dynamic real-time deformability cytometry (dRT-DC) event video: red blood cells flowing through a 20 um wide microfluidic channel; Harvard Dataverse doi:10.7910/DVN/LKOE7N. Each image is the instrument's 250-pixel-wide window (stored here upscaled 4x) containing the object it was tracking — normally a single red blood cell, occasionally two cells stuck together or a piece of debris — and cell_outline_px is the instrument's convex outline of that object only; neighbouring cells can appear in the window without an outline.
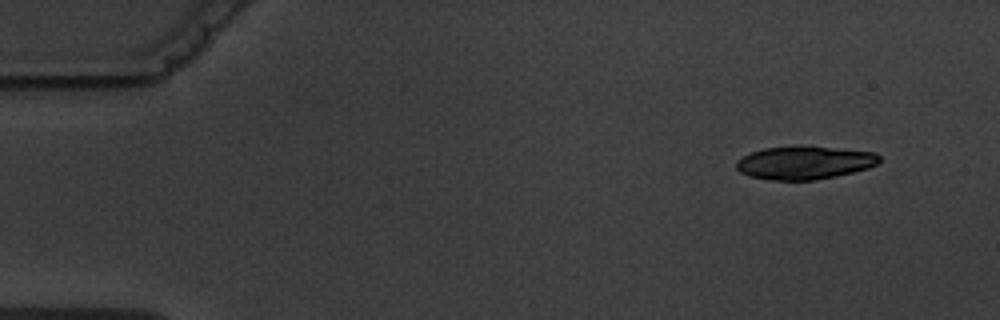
{"species": "common noctule bat (a hibernating species)", "species_latin": "Nyctalus noctula", "temperature_condition": "warm", "stored_images_in_passage": 4, "camera_frame_rate_fps": 3000, "um_per_image_px": 0.085, "animal": {"sex": "male", "body_mass_g": 19.5, "forearm_length_mm": 54.6}, "frame": {"image": 1, "passage_image": 1, "time_ms": 0.0, "image_size_px": [1000, 320], "cell_outline_px": [[880, 160], [876, 164], [868, 168], [852, 172], [816, 180], [768, 180], [748, 176], [740, 172], [736, 168], [736, 160], [752, 152], [764, 148], [828, 148], [876, 152], [880, 156]], "centroid_in_image_um": [68.35, 13.87], "position_along_channel_um": 16.6, "area_um2": 26.88}}